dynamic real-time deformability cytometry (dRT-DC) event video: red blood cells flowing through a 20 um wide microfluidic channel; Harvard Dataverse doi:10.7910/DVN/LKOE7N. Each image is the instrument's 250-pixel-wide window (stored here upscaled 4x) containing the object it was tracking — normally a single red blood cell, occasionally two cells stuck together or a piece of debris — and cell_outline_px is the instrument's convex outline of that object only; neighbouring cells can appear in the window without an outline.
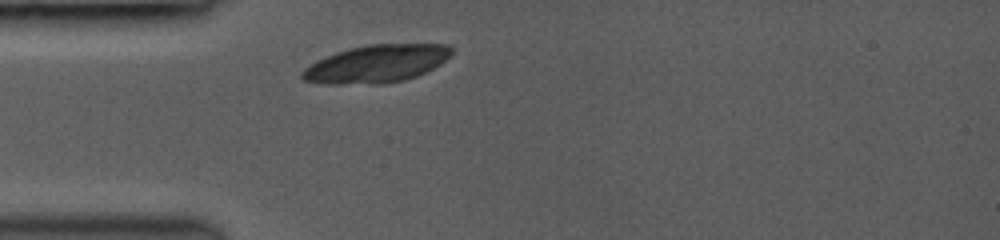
{"species": "common noctule bat (a hibernating species)", "species_latin": "Nyctalus noctula", "temperature_condition": "room temperature", "stored_images_in_passage": 1, "camera_frame_rate_fps": 3000, "um_per_image_px": 0.085, "animal": {"sex": "female", "body_mass_g": 19.0, "forearm_length_mm": 53.3}, "frame": {"image": 1, "passage_image": 1, "time_ms": 0.0, "image_size_px": [1000, 240], "cell_outline_px": [[452, 52], [440, 64], [416, 76], [404, 80], [384, 84], [324, 84], [304, 80], [300, 76], [300, 72], [304, 68], [336, 52], [348, 48], [368, 44], [448, 44], [452, 48]], "centroid_in_image_um": [31.99, 5.42], "position_along_channel_um": 53.0, "area_um2": 32.66}}